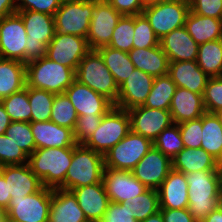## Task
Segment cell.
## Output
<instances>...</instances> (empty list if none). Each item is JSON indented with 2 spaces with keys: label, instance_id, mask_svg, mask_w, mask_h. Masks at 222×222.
Listing matches in <instances>:
<instances>
[{
  "label": "cell",
  "instance_id": "83f0119b",
  "mask_svg": "<svg viewBox=\"0 0 222 222\" xmlns=\"http://www.w3.org/2000/svg\"><path fill=\"white\" fill-rule=\"evenodd\" d=\"M128 54L133 65L145 73L153 77L168 74L169 60L160 45L150 48H132Z\"/></svg>",
  "mask_w": 222,
  "mask_h": 222
},
{
  "label": "cell",
  "instance_id": "4fadbf2b",
  "mask_svg": "<svg viewBox=\"0 0 222 222\" xmlns=\"http://www.w3.org/2000/svg\"><path fill=\"white\" fill-rule=\"evenodd\" d=\"M90 50L86 38L55 32L47 45L46 57L76 72L78 64Z\"/></svg>",
  "mask_w": 222,
  "mask_h": 222
},
{
  "label": "cell",
  "instance_id": "7dc6e473",
  "mask_svg": "<svg viewBox=\"0 0 222 222\" xmlns=\"http://www.w3.org/2000/svg\"><path fill=\"white\" fill-rule=\"evenodd\" d=\"M105 114H93V116L80 115L76 121L73 134L77 144H83L99 126Z\"/></svg>",
  "mask_w": 222,
  "mask_h": 222
},
{
  "label": "cell",
  "instance_id": "836d02e7",
  "mask_svg": "<svg viewBox=\"0 0 222 222\" xmlns=\"http://www.w3.org/2000/svg\"><path fill=\"white\" fill-rule=\"evenodd\" d=\"M196 61L209 77L222 76V39L200 44Z\"/></svg>",
  "mask_w": 222,
  "mask_h": 222
},
{
  "label": "cell",
  "instance_id": "6da1fadb",
  "mask_svg": "<svg viewBox=\"0 0 222 222\" xmlns=\"http://www.w3.org/2000/svg\"><path fill=\"white\" fill-rule=\"evenodd\" d=\"M188 183V211L197 222L222 205L219 170L193 171L185 174Z\"/></svg>",
  "mask_w": 222,
  "mask_h": 222
},
{
  "label": "cell",
  "instance_id": "11a10c76",
  "mask_svg": "<svg viewBox=\"0 0 222 222\" xmlns=\"http://www.w3.org/2000/svg\"><path fill=\"white\" fill-rule=\"evenodd\" d=\"M17 12V0H0V19Z\"/></svg>",
  "mask_w": 222,
  "mask_h": 222
},
{
  "label": "cell",
  "instance_id": "5b68a950",
  "mask_svg": "<svg viewBox=\"0 0 222 222\" xmlns=\"http://www.w3.org/2000/svg\"><path fill=\"white\" fill-rule=\"evenodd\" d=\"M104 170V155L83 144L73 149L71 164L66 172L65 190L100 183Z\"/></svg>",
  "mask_w": 222,
  "mask_h": 222
},
{
  "label": "cell",
  "instance_id": "60d3db41",
  "mask_svg": "<svg viewBox=\"0 0 222 222\" xmlns=\"http://www.w3.org/2000/svg\"><path fill=\"white\" fill-rule=\"evenodd\" d=\"M153 146L172 160L184 148L179 125L173 123L165 128L153 141Z\"/></svg>",
  "mask_w": 222,
  "mask_h": 222
},
{
  "label": "cell",
  "instance_id": "816d5d0a",
  "mask_svg": "<svg viewBox=\"0 0 222 222\" xmlns=\"http://www.w3.org/2000/svg\"><path fill=\"white\" fill-rule=\"evenodd\" d=\"M121 15H139L144 9L141 0H106Z\"/></svg>",
  "mask_w": 222,
  "mask_h": 222
},
{
  "label": "cell",
  "instance_id": "ee69618b",
  "mask_svg": "<svg viewBox=\"0 0 222 222\" xmlns=\"http://www.w3.org/2000/svg\"><path fill=\"white\" fill-rule=\"evenodd\" d=\"M28 163V156L5 134L0 135V167Z\"/></svg>",
  "mask_w": 222,
  "mask_h": 222
},
{
  "label": "cell",
  "instance_id": "1f68e13d",
  "mask_svg": "<svg viewBox=\"0 0 222 222\" xmlns=\"http://www.w3.org/2000/svg\"><path fill=\"white\" fill-rule=\"evenodd\" d=\"M201 148L218 162L222 158V125L215 113L205 112L202 115Z\"/></svg>",
  "mask_w": 222,
  "mask_h": 222
},
{
  "label": "cell",
  "instance_id": "ac0fdd59",
  "mask_svg": "<svg viewBox=\"0 0 222 222\" xmlns=\"http://www.w3.org/2000/svg\"><path fill=\"white\" fill-rule=\"evenodd\" d=\"M64 93L70 99L78 116L106 114L114 106L105 96L97 93L76 79Z\"/></svg>",
  "mask_w": 222,
  "mask_h": 222
},
{
  "label": "cell",
  "instance_id": "52a82bcc",
  "mask_svg": "<svg viewBox=\"0 0 222 222\" xmlns=\"http://www.w3.org/2000/svg\"><path fill=\"white\" fill-rule=\"evenodd\" d=\"M130 131V116L127 110L113 106L103 115L99 126L83 145L104 155Z\"/></svg>",
  "mask_w": 222,
  "mask_h": 222
},
{
  "label": "cell",
  "instance_id": "6125c7cd",
  "mask_svg": "<svg viewBox=\"0 0 222 222\" xmlns=\"http://www.w3.org/2000/svg\"><path fill=\"white\" fill-rule=\"evenodd\" d=\"M215 114L219 118V121H220V123L222 125V109L217 111Z\"/></svg>",
  "mask_w": 222,
  "mask_h": 222
},
{
  "label": "cell",
  "instance_id": "4316f807",
  "mask_svg": "<svg viewBox=\"0 0 222 222\" xmlns=\"http://www.w3.org/2000/svg\"><path fill=\"white\" fill-rule=\"evenodd\" d=\"M86 217L69 190L52 189L48 222H84Z\"/></svg>",
  "mask_w": 222,
  "mask_h": 222
},
{
  "label": "cell",
  "instance_id": "f907efd6",
  "mask_svg": "<svg viewBox=\"0 0 222 222\" xmlns=\"http://www.w3.org/2000/svg\"><path fill=\"white\" fill-rule=\"evenodd\" d=\"M63 0H17V10H32L54 16Z\"/></svg>",
  "mask_w": 222,
  "mask_h": 222
},
{
  "label": "cell",
  "instance_id": "bcb514c9",
  "mask_svg": "<svg viewBox=\"0 0 222 222\" xmlns=\"http://www.w3.org/2000/svg\"><path fill=\"white\" fill-rule=\"evenodd\" d=\"M178 125L184 147L201 148L202 116L194 120L182 122Z\"/></svg>",
  "mask_w": 222,
  "mask_h": 222
},
{
  "label": "cell",
  "instance_id": "b9f144b4",
  "mask_svg": "<svg viewBox=\"0 0 222 222\" xmlns=\"http://www.w3.org/2000/svg\"><path fill=\"white\" fill-rule=\"evenodd\" d=\"M5 135L19 146L28 157L36 149L34 136L29 122L12 121L6 129Z\"/></svg>",
  "mask_w": 222,
  "mask_h": 222
},
{
  "label": "cell",
  "instance_id": "8d00e7d4",
  "mask_svg": "<svg viewBox=\"0 0 222 222\" xmlns=\"http://www.w3.org/2000/svg\"><path fill=\"white\" fill-rule=\"evenodd\" d=\"M125 202L130 203L131 214L138 222L160 211L158 190L147 189Z\"/></svg>",
  "mask_w": 222,
  "mask_h": 222
},
{
  "label": "cell",
  "instance_id": "5bb4252c",
  "mask_svg": "<svg viewBox=\"0 0 222 222\" xmlns=\"http://www.w3.org/2000/svg\"><path fill=\"white\" fill-rule=\"evenodd\" d=\"M27 33L16 12L0 19V57L25 63Z\"/></svg>",
  "mask_w": 222,
  "mask_h": 222
},
{
  "label": "cell",
  "instance_id": "d6a6232c",
  "mask_svg": "<svg viewBox=\"0 0 222 222\" xmlns=\"http://www.w3.org/2000/svg\"><path fill=\"white\" fill-rule=\"evenodd\" d=\"M97 51L100 53L105 65L112 73L118 87L136 68L131 62L130 56L127 52L113 49L109 46L100 47Z\"/></svg>",
  "mask_w": 222,
  "mask_h": 222
},
{
  "label": "cell",
  "instance_id": "277c9868",
  "mask_svg": "<svg viewBox=\"0 0 222 222\" xmlns=\"http://www.w3.org/2000/svg\"><path fill=\"white\" fill-rule=\"evenodd\" d=\"M75 79L116 103L119 87L97 50H90L80 61Z\"/></svg>",
  "mask_w": 222,
  "mask_h": 222
},
{
  "label": "cell",
  "instance_id": "8992f818",
  "mask_svg": "<svg viewBox=\"0 0 222 222\" xmlns=\"http://www.w3.org/2000/svg\"><path fill=\"white\" fill-rule=\"evenodd\" d=\"M27 33L25 63L46 56L47 45L55 34L54 16L32 10H17Z\"/></svg>",
  "mask_w": 222,
  "mask_h": 222
},
{
  "label": "cell",
  "instance_id": "c3c4849f",
  "mask_svg": "<svg viewBox=\"0 0 222 222\" xmlns=\"http://www.w3.org/2000/svg\"><path fill=\"white\" fill-rule=\"evenodd\" d=\"M100 222H138L131 214L130 203L110 202Z\"/></svg>",
  "mask_w": 222,
  "mask_h": 222
},
{
  "label": "cell",
  "instance_id": "484cf974",
  "mask_svg": "<svg viewBox=\"0 0 222 222\" xmlns=\"http://www.w3.org/2000/svg\"><path fill=\"white\" fill-rule=\"evenodd\" d=\"M169 111L176 124L200 118L206 112L203 95L177 87Z\"/></svg>",
  "mask_w": 222,
  "mask_h": 222
},
{
  "label": "cell",
  "instance_id": "e0dca14e",
  "mask_svg": "<svg viewBox=\"0 0 222 222\" xmlns=\"http://www.w3.org/2000/svg\"><path fill=\"white\" fill-rule=\"evenodd\" d=\"M102 182L110 202L115 203L125 202L148 189L134 177L132 171L104 168Z\"/></svg>",
  "mask_w": 222,
  "mask_h": 222
},
{
  "label": "cell",
  "instance_id": "f35d334b",
  "mask_svg": "<svg viewBox=\"0 0 222 222\" xmlns=\"http://www.w3.org/2000/svg\"><path fill=\"white\" fill-rule=\"evenodd\" d=\"M78 115L65 93L55 94L50 121L74 130Z\"/></svg>",
  "mask_w": 222,
  "mask_h": 222
},
{
  "label": "cell",
  "instance_id": "94428289",
  "mask_svg": "<svg viewBox=\"0 0 222 222\" xmlns=\"http://www.w3.org/2000/svg\"><path fill=\"white\" fill-rule=\"evenodd\" d=\"M219 164V173H220V185H221V195H222V163Z\"/></svg>",
  "mask_w": 222,
  "mask_h": 222
},
{
  "label": "cell",
  "instance_id": "f1b7e54d",
  "mask_svg": "<svg viewBox=\"0 0 222 222\" xmlns=\"http://www.w3.org/2000/svg\"><path fill=\"white\" fill-rule=\"evenodd\" d=\"M172 169L187 174L193 171L219 170V164L203 148L184 147L172 159Z\"/></svg>",
  "mask_w": 222,
  "mask_h": 222
},
{
  "label": "cell",
  "instance_id": "f6af8a7d",
  "mask_svg": "<svg viewBox=\"0 0 222 222\" xmlns=\"http://www.w3.org/2000/svg\"><path fill=\"white\" fill-rule=\"evenodd\" d=\"M203 103L208 113H216L222 109V76L208 79L203 94Z\"/></svg>",
  "mask_w": 222,
  "mask_h": 222
},
{
  "label": "cell",
  "instance_id": "6f0895ef",
  "mask_svg": "<svg viewBox=\"0 0 222 222\" xmlns=\"http://www.w3.org/2000/svg\"><path fill=\"white\" fill-rule=\"evenodd\" d=\"M202 222H222V205L207 215Z\"/></svg>",
  "mask_w": 222,
  "mask_h": 222
},
{
  "label": "cell",
  "instance_id": "d4e9b609",
  "mask_svg": "<svg viewBox=\"0 0 222 222\" xmlns=\"http://www.w3.org/2000/svg\"><path fill=\"white\" fill-rule=\"evenodd\" d=\"M168 75L177 87L185 88L202 95L210 78L198 66L196 60L169 62Z\"/></svg>",
  "mask_w": 222,
  "mask_h": 222
},
{
  "label": "cell",
  "instance_id": "d590c367",
  "mask_svg": "<svg viewBox=\"0 0 222 222\" xmlns=\"http://www.w3.org/2000/svg\"><path fill=\"white\" fill-rule=\"evenodd\" d=\"M55 94L43 89L28 87L31 122L50 121Z\"/></svg>",
  "mask_w": 222,
  "mask_h": 222
},
{
  "label": "cell",
  "instance_id": "74e56055",
  "mask_svg": "<svg viewBox=\"0 0 222 222\" xmlns=\"http://www.w3.org/2000/svg\"><path fill=\"white\" fill-rule=\"evenodd\" d=\"M11 121L31 122V107L28 100V86L1 100Z\"/></svg>",
  "mask_w": 222,
  "mask_h": 222
},
{
  "label": "cell",
  "instance_id": "7402d4cb",
  "mask_svg": "<svg viewBox=\"0 0 222 222\" xmlns=\"http://www.w3.org/2000/svg\"><path fill=\"white\" fill-rule=\"evenodd\" d=\"M160 209L188 208V183L184 173L171 169L158 188Z\"/></svg>",
  "mask_w": 222,
  "mask_h": 222
},
{
  "label": "cell",
  "instance_id": "be15d7a7",
  "mask_svg": "<svg viewBox=\"0 0 222 222\" xmlns=\"http://www.w3.org/2000/svg\"><path fill=\"white\" fill-rule=\"evenodd\" d=\"M5 217L4 210L0 208V222Z\"/></svg>",
  "mask_w": 222,
  "mask_h": 222
},
{
  "label": "cell",
  "instance_id": "681fc988",
  "mask_svg": "<svg viewBox=\"0 0 222 222\" xmlns=\"http://www.w3.org/2000/svg\"><path fill=\"white\" fill-rule=\"evenodd\" d=\"M189 7L197 15L222 19V0H189Z\"/></svg>",
  "mask_w": 222,
  "mask_h": 222
},
{
  "label": "cell",
  "instance_id": "7c38bea8",
  "mask_svg": "<svg viewBox=\"0 0 222 222\" xmlns=\"http://www.w3.org/2000/svg\"><path fill=\"white\" fill-rule=\"evenodd\" d=\"M121 14L106 0H94L90 27L86 37L91 50L108 46Z\"/></svg>",
  "mask_w": 222,
  "mask_h": 222
},
{
  "label": "cell",
  "instance_id": "4dcf8cb0",
  "mask_svg": "<svg viewBox=\"0 0 222 222\" xmlns=\"http://www.w3.org/2000/svg\"><path fill=\"white\" fill-rule=\"evenodd\" d=\"M26 86V63L0 57V97L3 99Z\"/></svg>",
  "mask_w": 222,
  "mask_h": 222
},
{
  "label": "cell",
  "instance_id": "ab89813d",
  "mask_svg": "<svg viewBox=\"0 0 222 222\" xmlns=\"http://www.w3.org/2000/svg\"><path fill=\"white\" fill-rule=\"evenodd\" d=\"M134 15H122L113 30L109 47L123 52L133 48Z\"/></svg>",
  "mask_w": 222,
  "mask_h": 222
},
{
  "label": "cell",
  "instance_id": "ffe728a7",
  "mask_svg": "<svg viewBox=\"0 0 222 222\" xmlns=\"http://www.w3.org/2000/svg\"><path fill=\"white\" fill-rule=\"evenodd\" d=\"M0 174L6 180L8 195H11V198L34 194L43 187L41 180L32 172L28 163L1 166Z\"/></svg>",
  "mask_w": 222,
  "mask_h": 222
},
{
  "label": "cell",
  "instance_id": "603a6c76",
  "mask_svg": "<svg viewBox=\"0 0 222 222\" xmlns=\"http://www.w3.org/2000/svg\"><path fill=\"white\" fill-rule=\"evenodd\" d=\"M160 46L169 62L197 60L199 45L190 36L185 26L174 29L161 38Z\"/></svg>",
  "mask_w": 222,
  "mask_h": 222
},
{
  "label": "cell",
  "instance_id": "7a4b0ae2",
  "mask_svg": "<svg viewBox=\"0 0 222 222\" xmlns=\"http://www.w3.org/2000/svg\"><path fill=\"white\" fill-rule=\"evenodd\" d=\"M74 147L39 148L28 157L32 172L44 187L65 190L66 172L72 161Z\"/></svg>",
  "mask_w": 222,
  "mask_h": 222
},
{
  "label": "cell",
  "instance_id": "d6986e66",
  "mask_svg": "<svg viewBox=\"0 0 222 222\" xmlns=\"http://www.w3.org/2000/svg\"><path fill=\"white\" fill-rule=\"evenodd\" d=\"M153 82V76L135 68L119 86L118 99L114 106L129 110L133 107L143 105L152 89Z\"/></svg>",
  "mask_w": 222,
  "mask_h": 222
},
{
  "label": "cell",
  "instance_id": "9c48e42d",
  "mask_svg": "<svg viewBox=\"0 0 222 222\" xmlns=\"http://www.w3.org/2000/svg\"><path fill=\"white\" fill-rule=\"evenodd\" d=\"M152 146L150 139L130 131L104 154V168L132 171Z\"/></svg>",
  "mask_w": 222,
  "mask_h": 222
},
{
  "label": "cell",
  "instance_id": "91938a15",
  "mask_svg": "<svg viewBox=\"0 0 222 222\" xmlns=\"http://www.w3.org/2000/svg\"><path fill=\"white\" fill-rule=\"evenodd\" d=\"M141 1H142L143 7H147L150 5L158 4V3L165 1V0H141Z\"/></svg>",
  "mask_w": 222,
  "mask_h": 222
},
{
  "label": "cell",
  "instance_id": "db71d44e",
  "mask_svg": "<svg viewBox=\"0 0 222 222\" xmlns=\"http://www.w3.org/2000/svg\"><path fill=\"white\" fill-rule=\"evenodd\" d=\"M10 201H11V195H8L6 180L0 174V208H2L5 211L8 208Z\"/></svg>",
  "mask_w": 222,
  "mask_h": 222
},
{
  "label": "cell",
  "instance_id": "7bdbcfd3",
  "mask_svg": "<svg viewBox=\"0 0 222 222\" xmlns=\"http://www.w3.org/2000/svg\"><path fill=\"white\" fill-rule=\"evenodd\" d=\"M133 48H150L160 45V40L143 14L134 15Z\"/></svg>",
  "mask_w": 222,
  "mask_h": 222
},
{
  "label": "cell",
  "instance_id": "f546056e",
  "mask_svg": "<svg viewBox=\"0 0 222 222\" xmlns=\"http://www.w3.org/2000/svg\"><path fill=\"white\" fill-rule=\"evenodd\" d=\"M185 27L198 45L222 39V19L197 15L189 10Z\"/></svg>",
  "mask_w": 222,
  "mask_h": 222
},
{
  "label": "cell",
  "instance_id": "3957f363",
  "mask_svg": "<svg viewBox=\"0 0 222 222\" xmlns=\"http://www.w3.org/2000/svg\"><path fill=\"white\" fill-rule=\"evenodd\" d=\"M75 80V71L46 56L26 63V85L62 94Z\"/></svg>",
  "mask_w": 222,
  "mask_h": 222
},
{
  "label": "cell",
  "instance_id": "cb8c5ba5",
  "mask_svg": "<svg viewBox=\"0 0 222 222\" xmlns=\"http://www.w3.org/2000/svg\"><path fill=\"white\" fill-rule=\"evenodd\" d=\"M36 149L76 146L73 130L52 121L30 122Z\"/></svg>",
  "mask_w": 222,
  "mask_h": 222
},
{
  "label": "cell",
  "instance_id": "8fae6325",
  "mask_svg": "<svg viewBox=\"0 0 222 222\" xmlns=\"http://www.w3.org/2000/svg\"><path fill=\"white\" fill-rule=\"evenodd\" d=\"M94 0H63L54 14L55 32L86 38Z\"/></svg>",
  "mask_w": 222,
  "mask_h": 222
},
{
  "label": "cell",
  "instance_id": "44dd1931",
  "mask_svg": "<svg viewBox=\"0 0 222 222\" xmlns=\"http://www.w3.org/2000/svg\"><path fill=\"white\" fill-rule=\"evenodd\" d=\"M77 199L87 220L100 222L110 203L103 182L69 190Z\"/></svg>",
  "mask_w": 222,
  "mask_h": 222
},
{
  "label": "cell",
  "instance_id": "03108f58",
  "mask_svg": "<svg viewBox=\"0 0 222 222\" xmlns=\"http://www.w3.org/2000/svg\"><path fill=\"white\" fill-rule=\"evenodd\" d=\"M84 222H98V221H93V220H86Z\"/></svg>",
  "mask_w": 222,
  "mask_h": 222
},
{
  "label": "cell",
  "instance_id": "f5cc1de1",
  "mask_svg": "<svg viewBox=\"0 0 222 222\" xmlns=\"http://www.w3.org/2000/svg\"><path fill=\"white\" fill-rule=\"evenodd\" d=\"M164 222H197L187 208L160 209Z\"/></svg>",
  "mask_w": 222,
  "mask_h": 222
},
{
  "label": "cell",
  "instance_id": "9a60e30c",
  "mask_svg": "<svg viewBox=\"0 0 222 222\" xmlns=\"http://www.w3.org/2000/svg\"><path fill=\"white\" fill-rule=\"evenodd\" d=\"M127 112L130 116L131 131L152 142L165 128L174 123L169 110L140 105L127 110Z\"/></svg>",
  "mask_w": 222,
  "mask_h": 222
},
{
  "label": "cell",
  "instance_id": "e7e4bbea",
  "mask_svg": "<svg viewBox=\"0 0 222 222\" xmlns=\"http://www.w3.org/2000/svg\"><path fill=\"white\" fill-rule=\"evenodd\" d=\"M1 222H13V221H11V220L7 219L6 217H4V218L1 220Z\"/></svg>",
  "mask_w": 222,
  "mask_h": 222
},
{
  "label": "cell",
  "instance_id": "2e32d148",
  "mask_svg": "<svg viewBox=\"0 0 222 222\" xmlns=\"http://www.w3.org/2000/svg\"><path fill=\"white\" fill-rule=\"evenodd\" d=\"M171 169L172 160L152 146L132 173L148 189L158 190Z\"/></svg>",
  "mask_w": 222,
  "mask_h": 222
},
{
  "label": "cell",
  "instance_id": "e575fe53",
  "mask_svg": "<svg viewBox=\"0 0 222 222\" xmlns=\"http://www.w3.org/2000/svg\"><path fill=\"white\" fill-rule=\"evenodd\" d=\"M176 88V84L168 74L154 77L152 89L143 106L169 110Z\"/></svg>",
  "mask_w": 222,
  "mask_h": 222
},
{
  "label": "cell",
  "instance_id": "680465c9",
  "mask_svg": "<svg viewBox=\"0 0 222 222\" xmlns=\"http://www.w3.org/2000/svg\"><path fill=\"white\" fill-rule=\"evenodd\" d=\"M139 222H164V219L161 211H158L157 213L147 217L145 220Z\"/></svg>",
  "mask_w": 222,
  "mask_h": 222
},
{
  "label": "cell",
  "instance_id": "ba28073f",
  "mask_svg": "<svg viewBox=\"0 0 222 222\" xmlns=\"http://www.w3.org/2000/svg\"><path fill=\"white\" fill-rule=\"evenodd\" d=\"M189 10V0H165L144 7L142 14L160 40L174 29L185 26Z\"/></svg>",
  "mask_w": 222,
  "mask_h": 222
},
{
  "label": "cell",
  "instance_id": "30bf717a",
  "mask_svg": "<svg viewBox=\"0 0 222 222\" xmlns=\"http://www.w3.org/2000/svg\"><path fill=\"white\" fill-rule=\"evenodd\" d=\"M52 189L42 187L34 194L25 197H12L5 217L13 222H48Z\"/></svg>",
  "mask_w": 222,
  "mask_h": 222
},
{
  "label": "cell",
  "instance_id": "9f6ffc18",
  "mask_svg": "<svg viewBox=\"0 0 222 222\" xmlns=\"http://www.w3.org/2000/svg\"><path fill=\"white\" fill-rule=\"evenodd\" d=\"M11 122L12 121L7 112L5 111L2 102H0V135L5 134V131L8 128V126L11 124Z\"/></svg>",
  "mask_w": 222,
  "mask_h": 222
}]
</instances>
